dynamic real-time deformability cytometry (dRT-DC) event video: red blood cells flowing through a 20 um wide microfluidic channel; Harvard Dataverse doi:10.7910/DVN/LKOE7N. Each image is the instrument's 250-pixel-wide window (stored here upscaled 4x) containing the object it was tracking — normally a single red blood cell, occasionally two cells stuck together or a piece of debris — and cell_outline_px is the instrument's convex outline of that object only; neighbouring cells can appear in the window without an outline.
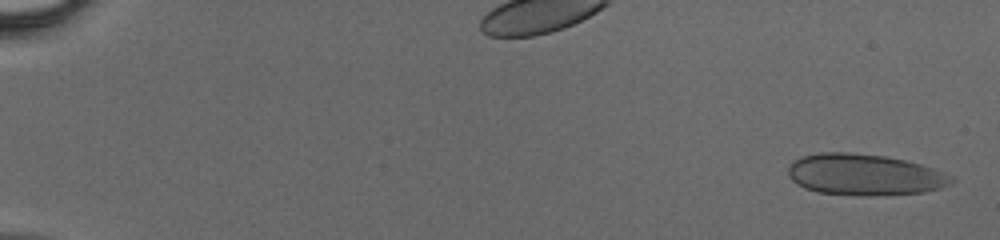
{"species": "human", "species_latin": "Homo sapiens", "temperature_condition": "cold", "stored_images_in_passage": 47, "camera_frame_rate_fps": 3000, "um_per_image_px": 0.085, "donor": {"sex": "male"}, "frame": {"image": 1, "passage_image": 2, "time_ms": 0.333, "image_size_px": [1000, 240], "cell_outline_px": [[956, 180], [952, 184], [940, 188], [924, 192], [872, 196], [820, 192], [804, 188], [792, 180], [788, 176], [788, 164], [800, 156], [820, 152], [848, 152], [884, 156], [904, 160], [920, 164], [932, 168], [952, 176]], "centroid_in_image_um": [73.47, 14.84], "position_along_channel_um": 11.5, "area_um2": 39.3}}
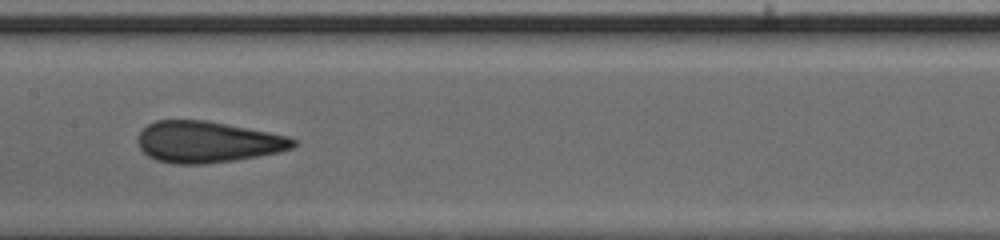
{"frame": {"image": 2, "passage_image": 26, "time_ms": 8.333, "image_size_px": [1000, 240], "cell_outline_px": [[300, 144], [292, 148], [280, 152], [232, 160], [200, 164], [176, 164], [156, 160], [148, 156], [140, 148], [136, 140], [140, 132], [148, 124], [156, 120], [204, 120], [268, 132], [288, 136], [300, 140]], "centroid_in_image_um": [17.65, 12.06], "position_along_channel_um": 189.8, "area_um2": 37.34}}
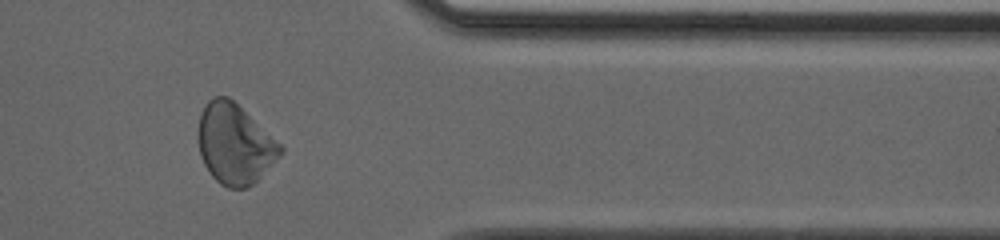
{"frame": {"image": 3, "passage_image": 40, "time_ms": 13.0, "image_size_px": [1000, 240], "cell_outline_px": [[284, 152], [248, 188], [228, 188], [220, 184], [212, 176], [204, 164], [200, 156], [196, 132], [200, 112], [208, 100], [216, 96], [228, 96], [280, 144], [284, 148]], "centroid_in_image_um": [19.9, 12.24], "position_along_channel_um": 391.5, "area_um2": 38.21}}